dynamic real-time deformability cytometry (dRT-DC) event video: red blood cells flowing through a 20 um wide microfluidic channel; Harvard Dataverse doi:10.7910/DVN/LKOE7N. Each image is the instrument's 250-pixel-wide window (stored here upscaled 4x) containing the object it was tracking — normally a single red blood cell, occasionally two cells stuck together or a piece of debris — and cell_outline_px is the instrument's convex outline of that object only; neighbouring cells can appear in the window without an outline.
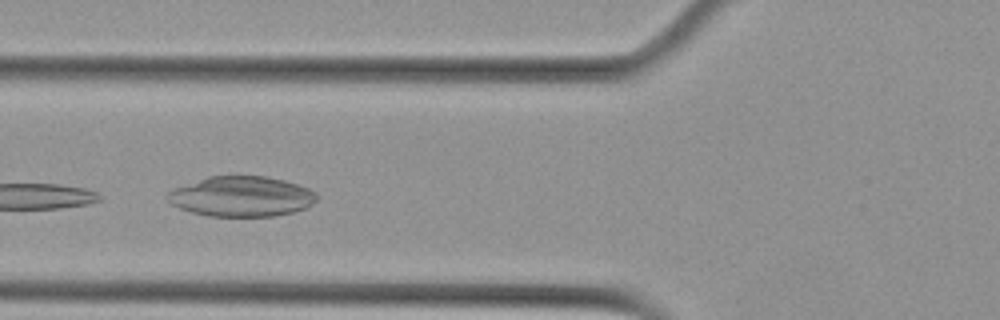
{"species": "Egyptian fruit bat (a non-hibernating species)", "species_latin": "Rousettus aegyptiacus", "temperature_condition": "cold", "stored_images_in_passage": 6, "camera_frame_rate_fps": 3000, "um_per_image_px": 0.085, "animal": {"sex": "female"}, "frame": {"image": 1, "passage_image": 4, "time_ms": 1.0, "image_size_px": [1000, 320], "cell_outline_px": [[320, 196], [312, 204], [304, 208], [292, 212], [276, 216], [208, 216], [192, 212], [180, 208], [172, 204], [168, 200], [168, 192], [176, 188], [208, 176], [264, 176], [284, 180], [308, 188], [316, 192]], "centroid_in_image_um": [20.56, 16.7], "position_along_channel_um": 105.2, "area_um2": 34.74}}
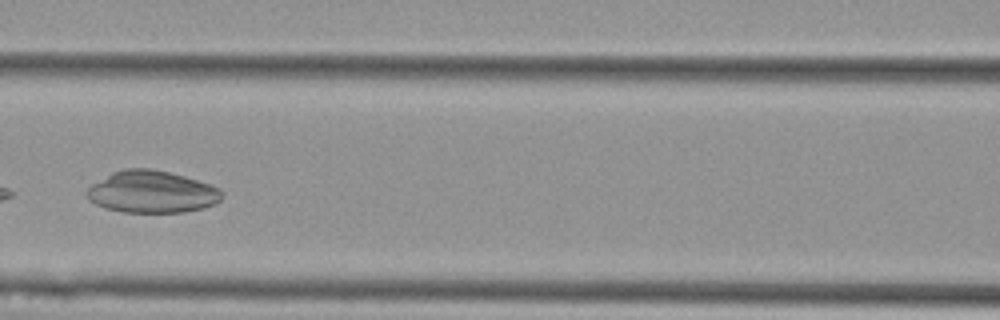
{"frame": {"image": 2, "passage_image": 5, "time_ms": 1.333, "image_size_px": [1000, 320], "cell_outline_px": [[224, 192], [220, 200], [216, 204], [204, 208], [184, 212], [124, 212], [104, 208], [88, 200], [84, 192], [92, 184], [112, 172], [124, 168], [152, 168], [184, 176], [212, 184], [220, 188]], "centroid_in_image_um": [12.92, 16.31], "position_along_channel_um": 153.7, "area_um2": 33.47}}
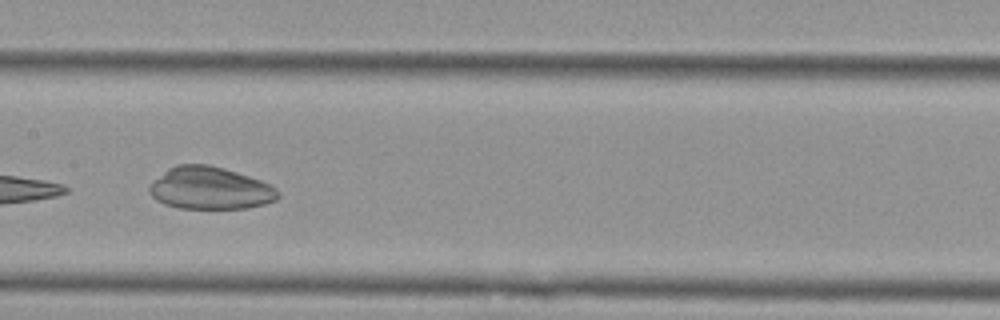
{"frame": {"image": 3, "passage_image": 6, "time_ms": 1.667, "image_size_px": [1000, 320], "cell_outline_px": [[280, 196], [276, 200], [264, 204], [248, 208], [180, 208], [164, 204], [156, 200], [148, 192], [148, 184], [168, 168], [176, 164], [208, 164], [224, 168], [272, 184], [280, 192]], "centroid_in_image_um": [17.84, 15.99], "position_along_channel_um": 189.6, "area_um2": 32.02}}